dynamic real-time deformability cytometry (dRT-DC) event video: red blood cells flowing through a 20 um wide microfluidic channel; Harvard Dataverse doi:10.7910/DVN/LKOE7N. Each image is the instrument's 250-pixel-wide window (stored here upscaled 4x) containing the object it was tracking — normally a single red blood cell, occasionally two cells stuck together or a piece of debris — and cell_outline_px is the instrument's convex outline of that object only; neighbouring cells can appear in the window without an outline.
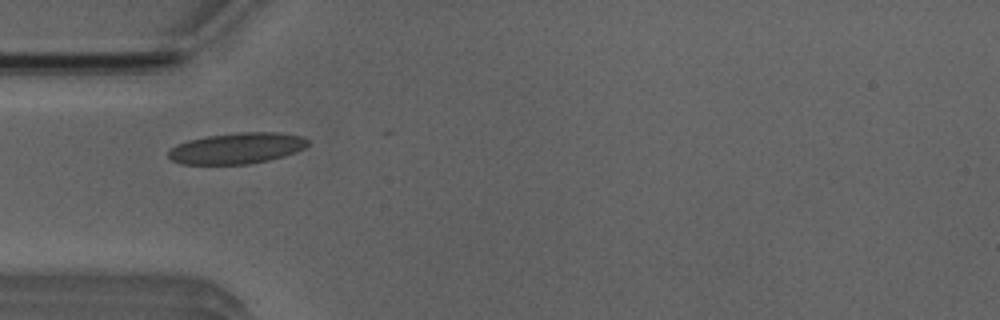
{"species": "Egyptian fruit bat (a non-hibernating species)", "species_latin": "Rousettus aegyptiacus", "temperature_condition": "room temperature", "stored_images_in_passage": 1, "camera_frame_rate_fps": 3000, "um_per_image_px": 0.085, "animal": {"sex": "male"}, "frame": {"image": 1, "passage_image": 1, "time_ms": 0.0, "image_size_px": [1000, 320], "cell_outline_px": [[308, 144], [304, 148], [296, 152], [284, 156], [268, 160], [248, 164], [180, 164], [172, 160], [168, 156], [168, 152], [176, 144], [188, 140], [204, 136], [236, 132], [280, 132], [304, 136], [308, 140]], "centroid_in_image_um": [20.14, 12.59], "position_along_channel_um": 64.9, "area_um2": 25.43}}